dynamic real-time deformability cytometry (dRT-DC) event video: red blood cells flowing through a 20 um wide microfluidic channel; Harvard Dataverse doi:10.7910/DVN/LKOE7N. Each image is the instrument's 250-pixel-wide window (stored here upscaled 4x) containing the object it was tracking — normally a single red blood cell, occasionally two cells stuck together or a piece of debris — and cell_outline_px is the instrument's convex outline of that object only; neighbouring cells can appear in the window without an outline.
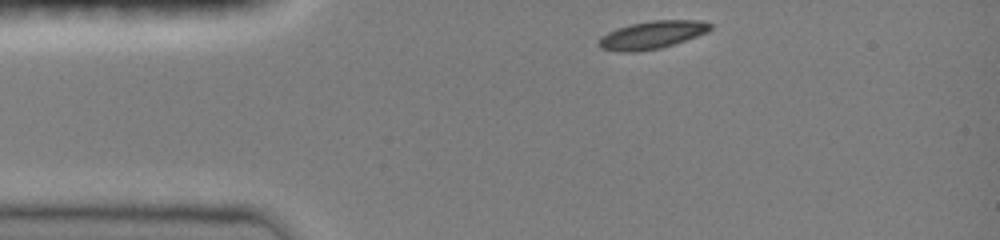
{"species": "common noctule bat (a hibernating species)", "species_latin": "Nyctalus noctula", "temperature_condition": "room temperature", "stored_images_in_passage": 34, "camera_frame_rate_fps": 3000, "um_per_image_px": 0.085, "animal": {"sex": "female", "body_mass_g": 19.0, "forearm_length_mm": 51.5}, "frame": {"image": 1, "passage_image": 1, "time_ms": 0.0, "image_size_px": [1000, 240], "cell_outline_px": [[712, 28], [708, 32], [660, 48], [636, 52], [620, 52], [600, 48], [596, 44], [600, 36], [616, 28], [628, 24], [652, 20], [700, 20], [712, 24]], "centroid_in_image_um": [55.37, 2.96], "position_along_channel_um": 29.6, "area_um2": 18.21}}
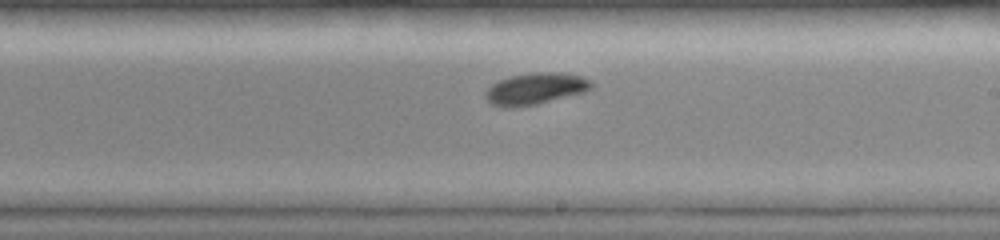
{"frame": {"image": 2, "passage_image": 20, "time_ms": 6.333, "image_size_px": [1000, 240], "cell_outline_px": [[592, 88], [584, 92], [536, 104], [512, 108], [492, 104], [484, 96], [484, 92], [492, 84], [508, 76], [532, 72], [556, 72], [580, 76], [592, 80]], "centroid_in_image_um": [45.5, 7.53], "position_along_channel_um": 243.5, "area_um2": 19.42}}
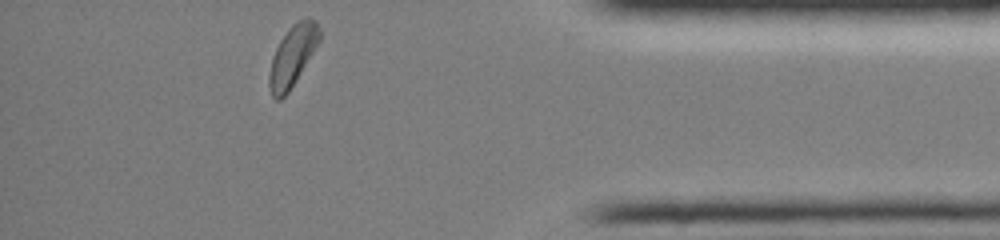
{"frame": {"image": 3, "passage_image": 34, "time_ms": 11.0, "image_size_px": [1000, 240], "cell_outline_px": [[320, 40], [288, 92], [280, 100], [276, 100], [272, 96], [268, 84], [268, 76], [272, 56], [280, 40], [288, 28], [296, 20], [304, 16], [308, 16], [316, 20], [320, 28]], "centroid_in_image_um": [24.86, 4.69], "position_along_channel_um": 410.3, "area_um2": 17.86}, "authors_computed_cell_mechanics": {"area_um2": 18.2648, "velocity_mm_per_s": 4.0316, "shape_relaxation_time_tau1_ms": 2.0201, "shape_relaxation_time_tau2_ms": null, "deformation_change_tau1": 0.1111, "deformation_change_tau2": null}}